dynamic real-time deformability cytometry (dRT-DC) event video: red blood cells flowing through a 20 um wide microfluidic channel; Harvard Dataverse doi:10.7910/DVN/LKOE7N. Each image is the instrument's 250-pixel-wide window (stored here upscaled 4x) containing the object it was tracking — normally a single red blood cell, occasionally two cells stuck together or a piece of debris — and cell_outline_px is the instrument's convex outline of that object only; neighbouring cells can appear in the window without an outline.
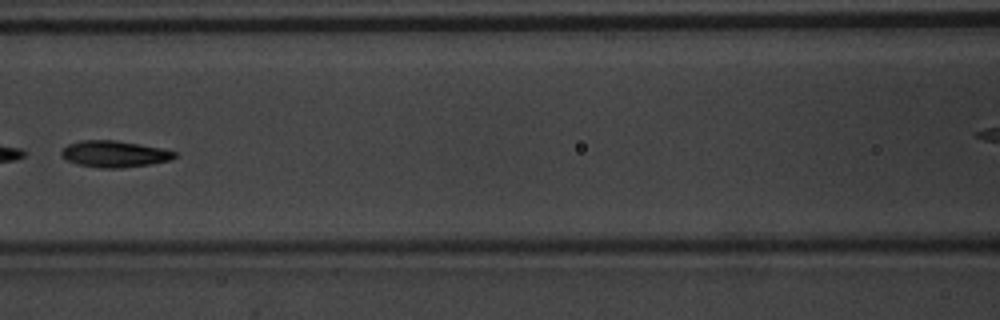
{"species": "common noctule bat (a hibernating species)", "species_latin": "Nyctalus noctula", "temperature_condition": "warm", "stored_images_in_passage": 6, "camera_frame_rate_fps": 3000, "um_per_image_px": 0.085, "animal": {"sex": "male", "body_mass_g": 20.1, "forearm_length_mm": 53.5}, "frame": {"image": 1, "passage_image": 6, "time_ms": 1.667, "image_size_px": [1000, 320], "cell_outline_px": [[176, 156], [172, 160], [152, 164], [120, 168], [100, 168], [76, 164], [60, 156], [60, 152], [68, 144], [80, 140], [116, 140], [140, 144], [160, 148], [176, 152]], "centroid_in_image_um": [9.71, 13.09], "position_along_channel_um": 156.9, "area_um2": 17.57}}